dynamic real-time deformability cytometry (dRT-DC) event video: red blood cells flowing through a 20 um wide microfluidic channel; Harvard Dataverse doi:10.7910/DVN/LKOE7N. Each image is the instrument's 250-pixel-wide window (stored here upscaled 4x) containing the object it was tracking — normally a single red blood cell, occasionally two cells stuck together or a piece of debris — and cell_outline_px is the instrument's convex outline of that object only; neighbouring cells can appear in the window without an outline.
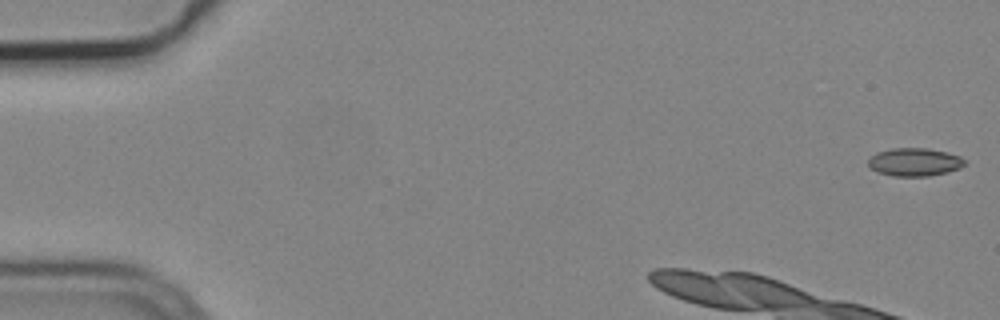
{"species": "common noctule bat (a hibernating species)", "species_latin": "Nyctalus noctula", "temperature_condition": "cold", "stored_images_in_passage": 6, "camera_frame_rate_fps": 3000, "um_per_image_px": 0.085, "animal": {"sex": "male", "body_mass_g": 19.2, "forearm_length_mm": 51.8}, "frame": {"image": 1, "passage_image": 1, "time_ms": 0.0, "image_size_px": [1000, 320], "cell_outline_px": [[964, 164], [960, 168], [948, 172], [928, 176], [892, 176], [876, 172], [868, 168], [868, 160], [876, 152], [892, 148], [928, 148], [948, 152], [960, 156], [964, 160]], "centroid_in_image_um": [77.7, 13.77], "position_along_channel_um": 7.3, "area_um2": 15.95}}
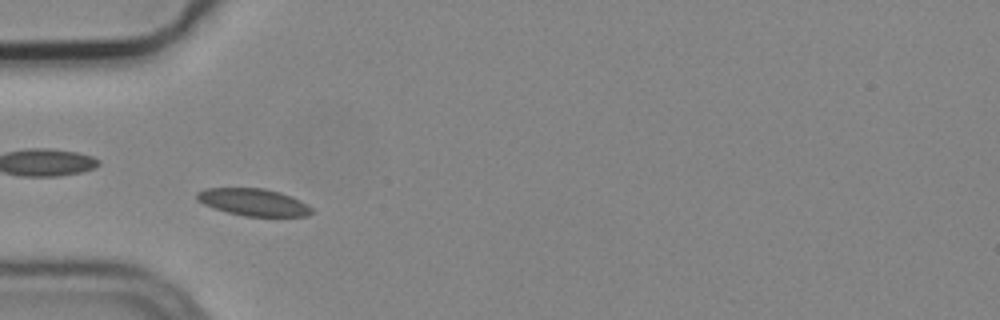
{"frame": {"image": 2, "passage_image": 5, "time_ms": 1.333, "image_size_px": [1000, 320], "cell_outline_px": [[316, 212], [304, 216], [244, 216], [228, 212], [204, 204], [196, 200], [196, 192], [204, 188], [264, 188], [280, 192], [292, 196], [308, 204]], "centroid_in_image_um": [21.57, 17.18], "position_along_channel_um": 63.4, "area_um2": 18.26}}